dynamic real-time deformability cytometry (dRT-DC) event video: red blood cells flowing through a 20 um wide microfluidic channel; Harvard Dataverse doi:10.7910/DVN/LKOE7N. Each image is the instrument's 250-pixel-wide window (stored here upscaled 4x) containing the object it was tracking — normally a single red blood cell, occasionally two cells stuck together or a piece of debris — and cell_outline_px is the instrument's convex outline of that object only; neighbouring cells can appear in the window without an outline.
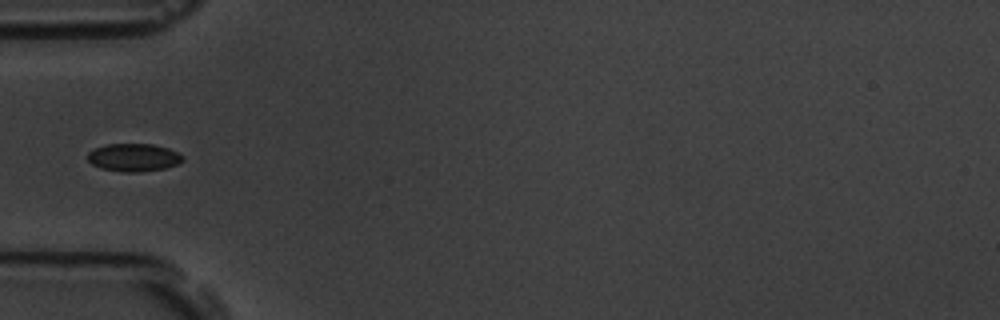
{"species": "common noctule bat (a hibernating species)", "species_latin": "Nyctalus noctula", "temperature_condition": "room temperature", "stored_images_in_passage": 5, "camera_frame_rate_fps": 3000, "um_per_image_px": 0.085, "animal": {"sex": "male", "body_mass_g": 19.5, "forearm_length_mm": 54.6}, "frame": {"image": 1, "passage_image": 5, "time_ms": 1.333, "image_size_px": [1000, 320], "cell_outline_px": [[184, 160], [176, 164], [164, 168], [136, 172], [124, 172], [100, 168], [92, 164], [88, 160], [88, 152], [96, 148], [108, 144], [152, 144], [168, 148], [184, 156]], "centroid_in_image_um": [11.35, 13.38], "position_along_channel_um": 73.6, "area_um2": 15.26}}